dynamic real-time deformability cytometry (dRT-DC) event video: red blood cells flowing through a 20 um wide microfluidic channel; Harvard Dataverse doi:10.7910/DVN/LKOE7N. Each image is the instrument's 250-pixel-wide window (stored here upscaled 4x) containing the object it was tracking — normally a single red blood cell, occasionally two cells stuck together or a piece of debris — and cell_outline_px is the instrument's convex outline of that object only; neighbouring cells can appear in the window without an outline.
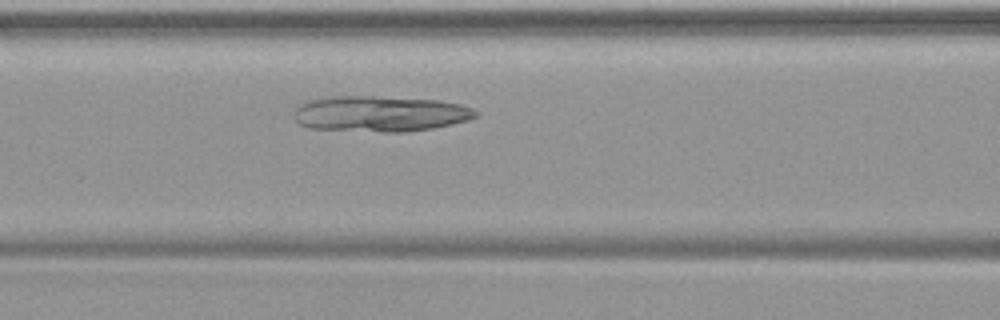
{"species": "common noctule bat (a hibernating species)", "species_latin": "Nyctalus noctula", "temperature_condition": "warm", "stored_images_in_passage": 41, "camera_frame_rate_fps": 3000, "um_per_image_px": 0.085, "animal": {"sex": "female", "body_mass_g": 19.9}, "frame": {"image": 1, "passage_image": 13, "time_ms": 4.0, "image_size_px": [1000, 320], "cell_outline_px": [[476, 116], [468, 120], [452, 124], [432, 128], [404, 132], [380, 132], [308, 128], [300, 124], [292, 116], [292, 112], [300, 104], [308, 100], [332, 96], [372, 96], [440, 100], [460, 104], [472, 108], [476, 112]], "centroid_in_image_um": [32.26, 9.67], "position_along_channel_um": 134.3, "area_um2": 38.03}}
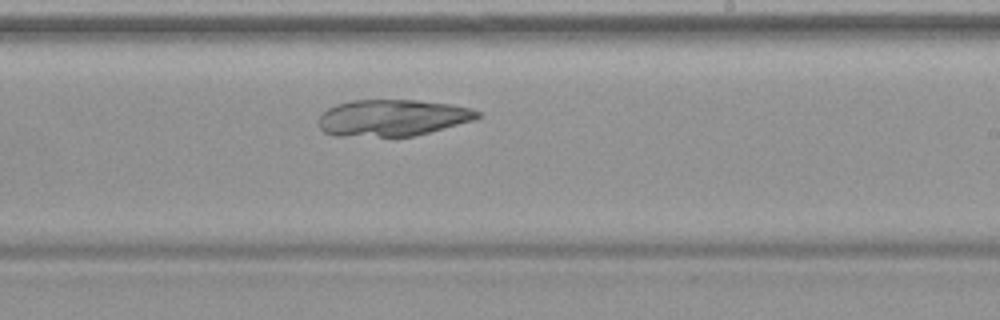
{"frame": {"image": 2, "passage_image": 22, "time_ms": 7.0, "image_size_px": [1000, 320], "cell_outline_px": [[480, 116], [476, 120], [412, 136], [332, 136], [324, 132], [320, 128], [320, 116], [328, 108], [336, 104], [352, 100], [416, 100], [452, 104], [472, 108], [480, 112]], "centroid_in_image_um": [33.37, 10.01], "position_along_channel_um": 255.6, "area_um2": 33.87}}
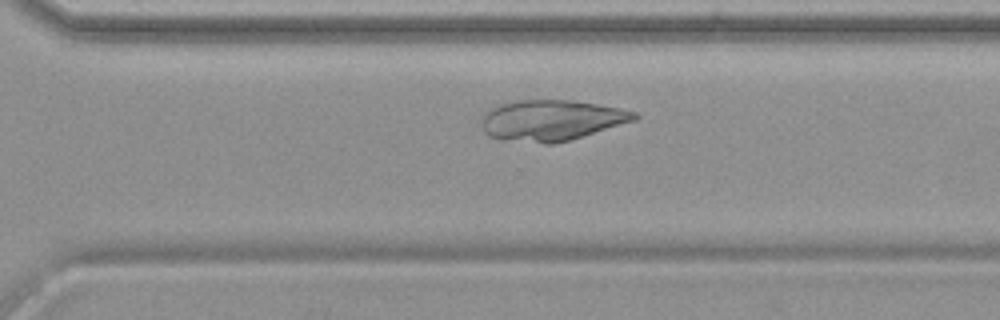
{"frame": {"image": 3, "passage_image": 27, "time_ms": 8.667, "image_size_px": [1000, 320], "cell_outline_px": [[640, 116], [636, 120], [556, 144], [544, 144], [488, 136], [484, 132], [484, 116], [488, 108], [500, 104], [520, 100], [572, 100], [620, 108], [636, 112]], "centroid_in_image_um": [46.91, 10.21], "position_along_channel_um": 323.7, "area_um2": 35.89}}